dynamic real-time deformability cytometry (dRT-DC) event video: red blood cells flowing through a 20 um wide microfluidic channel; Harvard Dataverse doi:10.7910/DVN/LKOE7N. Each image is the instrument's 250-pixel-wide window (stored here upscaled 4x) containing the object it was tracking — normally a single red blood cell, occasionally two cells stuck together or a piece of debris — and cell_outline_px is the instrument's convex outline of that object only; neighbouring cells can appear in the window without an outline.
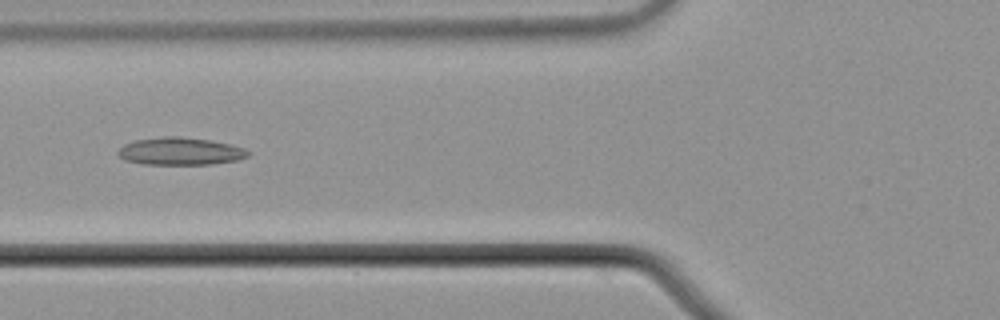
{"species": "common noctule bat (a hibernating species)", "species_latin": "Nyctalus noctula", "temperature_condition": "cold", "stored_images_in_passage": 8, "camera_frame_rate_fps": 3000, "um_per_image_px": 0.085, "animal": {"sex": "male", "body_mass_g": 21.5, "forearm_length_mm": 52.0}, "frame": {"image": 1, "passage_image": 6, "time_ms": 1.667, "image_size_px": [1000, 320], "cell_outline_px": [[248, 156], [236, 160], [212, 164], [140, 164], [124, 160], [116, 152], [124, 144], [136, 140], [164, 136], [180, 136], [208, 140], [228, 144], [244, 148], [248, 152]], "centroid_in_image_um": [15.27, 12.86], "position_along_channel_um": 110.5, "area_um2": 20.69}}
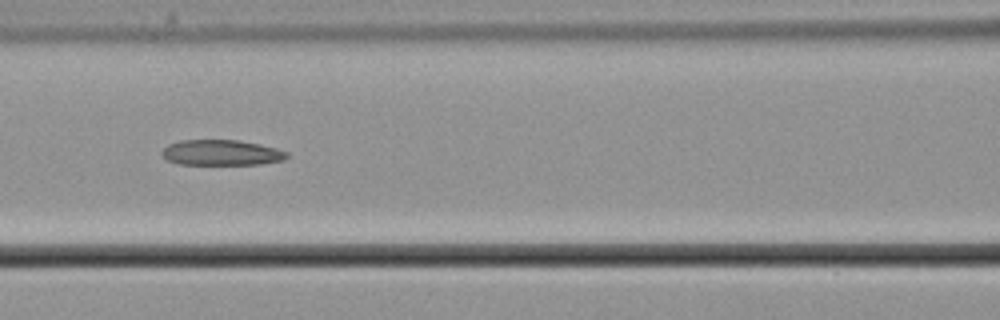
{"frame": {"image": 2, "passage_image": 7, "time_ms": 2.0, "image_size_px": [1000, 320], "cell_outline_px": [[288, 156], [284, 160], [260, 164], [180, 164], [168, 160], [160, 152], [168, 144], [180, 140], [240, 140], [260, 144], [276, 148], [288, 152]], "centroid_in_image_um": [18.83, 12.97], "position_along_channel_um": 147.8, "area_um2": 18.55}}
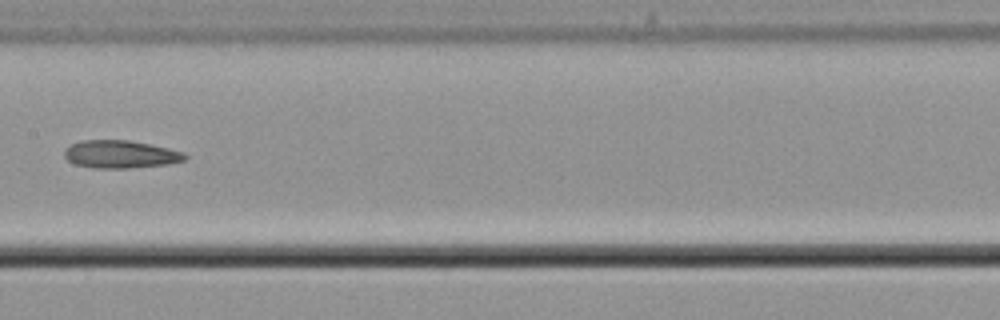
{"frame": {"image": 3, "passage_image": 8, "time_ms": 2.333, "image_size_px": [1000, 320], "cell_outline_px": [[188, 156], [184, 160], [168, 164], [128, 168], [92, 168], [76, 164], [68, 160], [64, 156], [64, 148], [80, 140], [128, 140], [168, 148], [184, 152]], "centroid_in_image_um": [10.22, 13.11], "position_along_channel_um": 197.2, "area_um2": 19.48}}